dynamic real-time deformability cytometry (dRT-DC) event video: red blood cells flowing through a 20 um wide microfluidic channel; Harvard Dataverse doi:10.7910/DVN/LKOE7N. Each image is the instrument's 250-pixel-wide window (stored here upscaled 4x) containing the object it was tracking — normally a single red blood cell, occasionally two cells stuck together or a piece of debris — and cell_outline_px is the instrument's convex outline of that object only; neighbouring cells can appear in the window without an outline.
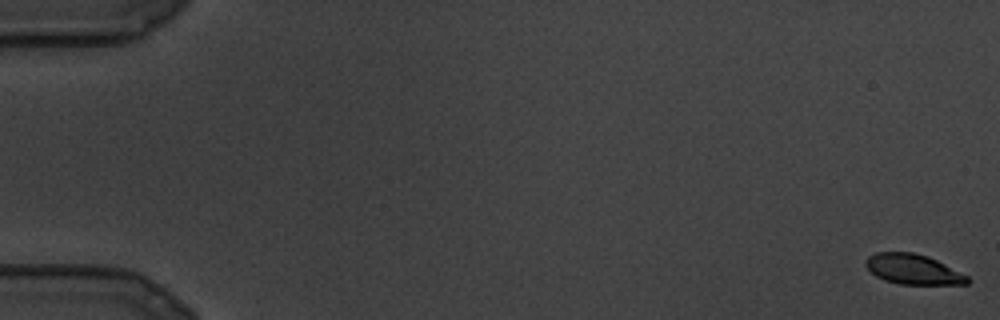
{"species": "common noctule bat (a hibernating species)", "species_latin": "Nyctalus noctula", "temperature_condition": "cold", "stored_images_in_passage": 7, "camera_frame_rate_fps": 3000, "um_per_image_px": 0.085, "animal": {"sex": "male", "body_mass_g": 19.5, "forearm_length_mm": 54.6}, "frame": {"image": 1, "passage_image": 1, "time_ms": 0.0, "image_size_px": [1000, 320], "cell_outline_px": [[972, 280], [968, 284], [900, 284], [884, 280], [876, 276], [864, 264], [864, 260], [868, 256], [876, 252], [912, 252], [928, 256], [968, 276]], "centroid_in_image_um": [77.6, 22.89], "position_along_channel_um": 7.4, "area_um2": 17.8}}